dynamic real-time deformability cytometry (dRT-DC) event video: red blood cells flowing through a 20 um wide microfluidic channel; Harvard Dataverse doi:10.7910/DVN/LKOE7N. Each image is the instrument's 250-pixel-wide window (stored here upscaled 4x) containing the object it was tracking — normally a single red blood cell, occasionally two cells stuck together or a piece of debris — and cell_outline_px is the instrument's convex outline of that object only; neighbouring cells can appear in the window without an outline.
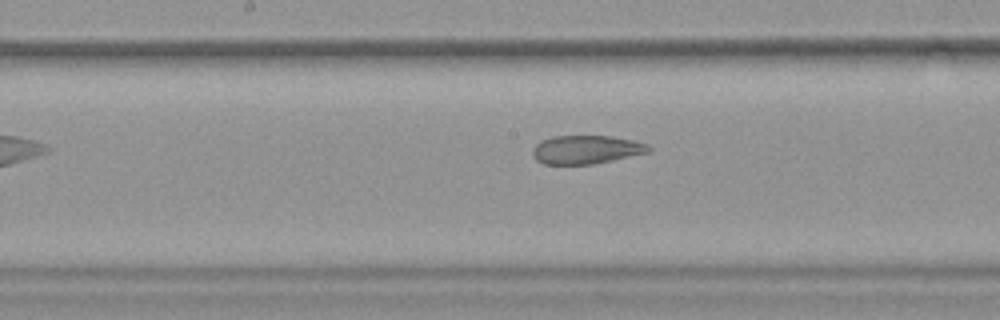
{"species": "common noctule bat (a hibernating species)", "species_latin": "Nyctalus noctula", "temperature_condition": "warm", "stored_images_in_passage": 39, "camera_frame_rate_fps": 3000, "um_per_image_px": 0.085, "animal": {"sex": "female", "body_mass_g": 19.9}, "frame": {"image": 1, "passage_image": 17, "time_ms": 5.333, "image_size_px": [1000, 320], "cell_outline_px": [[652, 148], [648, 152], [612, 160], [592, 164], [544, 164], [536, 160], [532, 156], [532, 148], [540, 140], [552, 136], [608, 136], [632, 140], [648, 144]], "centroid_in_image_um": [49.77, 12.71], "position_along_channel_um": 198.4, "area_um2": 19.25}, "authors_computed_cell_mechanics": {"area_um2": 21.675, "velocity_mm_per_s": 3.7756, "shape_relaxation_time_tau1_ms": null, "shape_relaxation_time_tau2_ms": 1.5488, "deformation_change_tau1": null, "deformation_change_tau2": 0.0854}}